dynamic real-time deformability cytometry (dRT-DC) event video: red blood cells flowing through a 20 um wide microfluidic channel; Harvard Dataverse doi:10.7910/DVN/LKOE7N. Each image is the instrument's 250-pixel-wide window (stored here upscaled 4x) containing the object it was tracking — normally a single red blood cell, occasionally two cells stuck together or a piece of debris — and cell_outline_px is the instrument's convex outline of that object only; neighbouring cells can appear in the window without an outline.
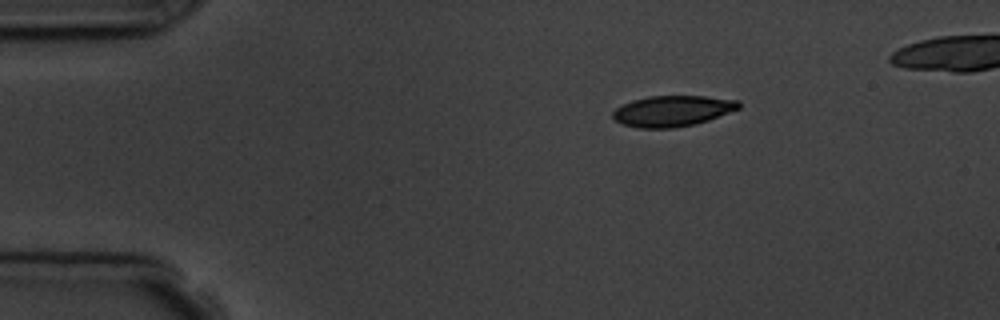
{"species": "common noctule bat (a hibernating species)", "species_latin": "Nyctalus noctula", "temperature_condition": "room temperature", "stored_images_in_passage": 3, "camera_frame_rate_fps": 3000, "um_per_image_px": 0.085, "animal": {"sex": "male", "body_mass_g": 19.5, "forearm_length_mm": 54.6}, "frame": {"image": 1, "passage_image": 1, "time_ms": 0.0, "image_size_px": [1000, 320], "cell_outline_px": [[740, 108], [708, 120], [696, 124], [672, 128], [636, 128], [620, 124], [612, 116], [612, 112], [616, 108], [632, 100], [648, 96], [704, 96], [740, 100]], "centroid_in_image_um": [57.14, 9.43], "position_along_channel_um": 27.9, "area_um2": 22.72}}